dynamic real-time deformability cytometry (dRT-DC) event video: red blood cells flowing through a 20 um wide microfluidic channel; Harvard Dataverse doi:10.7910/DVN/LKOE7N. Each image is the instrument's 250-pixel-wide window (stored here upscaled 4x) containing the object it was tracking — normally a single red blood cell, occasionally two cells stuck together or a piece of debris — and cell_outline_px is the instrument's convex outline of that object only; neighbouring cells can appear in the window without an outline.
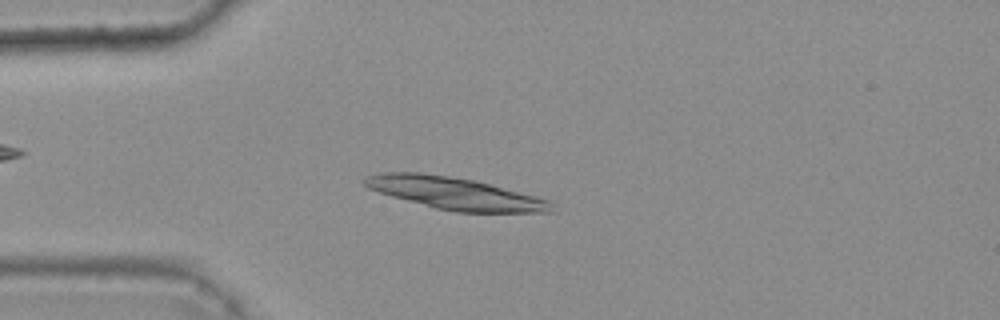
{"species": "common noctule bat (a hibernating species)", "species_latin": "Nyctalus noctula", "temperature_condition": "warm", "stored_images_in_passage": 43, "camera_frame_rate_fps": 3000, "um_per_image_px": 0.085, "animal": {"sex": "female", "body_mass_g": 25.1}, "frame": {"image": 1, "passage_image": 13, "time_ms": 4.0, "image_size_px": [1000, 320], "cell_outline_px": [[556, 212], [456, 212], [436, 208], [392, 196], [368, 188], [364, 184], [364, 176], [380, 172], [420, 172], [448, 176], [472, 180], [536, 196], [548, 200], [552, 204]], "centroid_in_image_um": [38.65, 16.43], "position_along_channel_um": 46.3, "area_um2": 34.56}}
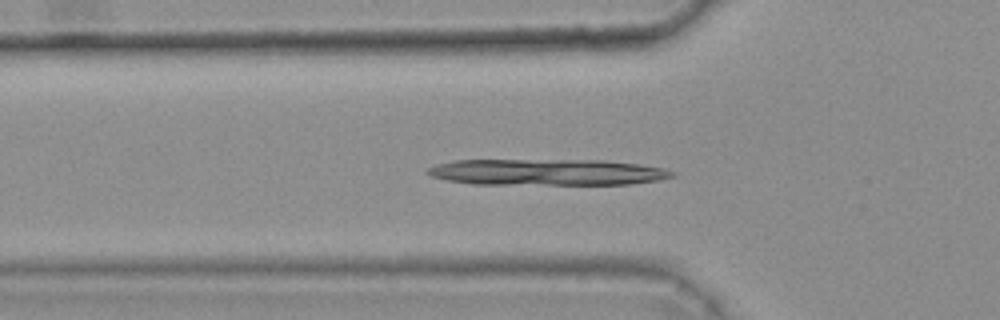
{"frame": {"image": 2, "passage_image": 17, "time_ms": 5.333, "image_size_px": [1000, 320], "cell_outline_px": [[676, 176], [656, 180], [632, 184], [472, 184], [448, 180], [432, 176], [424, 172], [428, 168], [436, 164], [456, 160], [600, 160], [636, 164], [664, 168], [676, 172]], "centroid_in_image_um": [46.49, 14.63], "position_along_channel_um": 79.3, "area_um2": 37.34}}
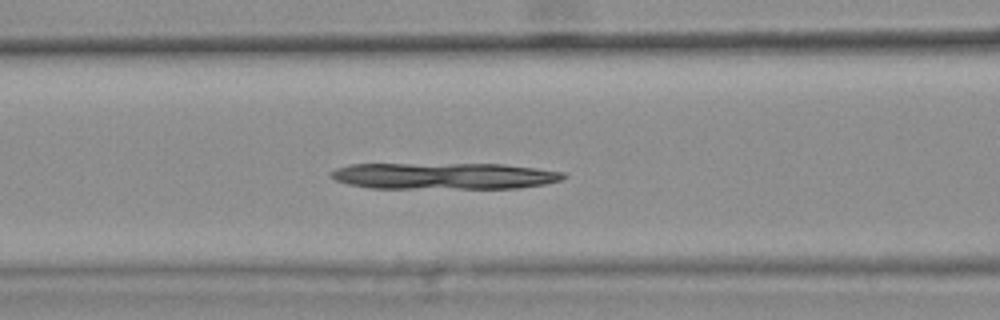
{"frame": {"image": 3, "passage_image": 21, "time_ms": 6.667, "image_size_px": [1000, 320], "cell_outline_px": [[568, 176], [560, 180], [544, 184], [520, 188], [368, 188], [348, 184], [336, 180], [328, 176], [328, 172], [336, 168], [348, 164], [504, 164], [536, 168], [564, 172]], "centroid_in_image_um": [37.71, 14.95], "position_along_channel_um": 128.9, "area_um2": 36.13}}